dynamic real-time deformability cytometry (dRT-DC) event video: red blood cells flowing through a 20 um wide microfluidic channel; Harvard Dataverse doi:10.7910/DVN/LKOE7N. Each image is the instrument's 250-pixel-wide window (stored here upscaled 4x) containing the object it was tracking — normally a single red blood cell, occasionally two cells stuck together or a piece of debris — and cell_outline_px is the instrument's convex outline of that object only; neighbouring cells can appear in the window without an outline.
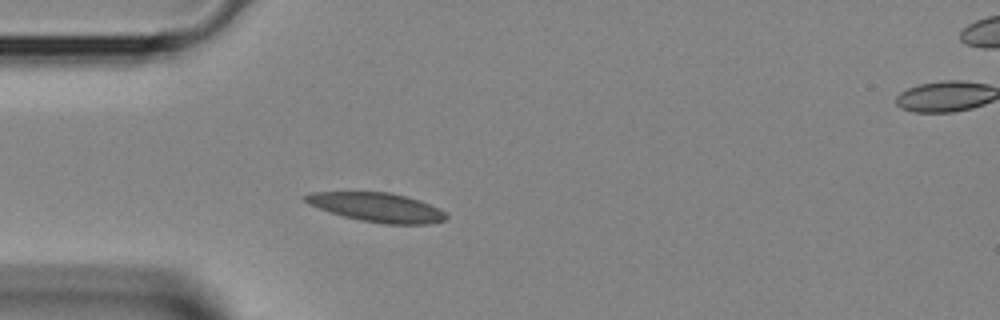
{"species": "Egyptian fruit bat (a non-hibernating species)", "species_latin": "Rousettus aegyptiacus", "temperature_condition": "room temperature", "stored_images_in_passage": 3, "segment_of_instrument_passage": [1, 2], "camera_frame_rate_fps": 3000, "um_per_image_px": 0.085, "animal": {"sex": "female"}, "frame": {"image": 1, "passage_image": 2, "time_ms": 0.333, "image_size_px": [1000, 320], "cell_outline_px": [[448, 216], [444, 220], [432, 224], [384, 224], [360, 220], [344, 216], [308, 204], [300, 196], [312, 192], [388, 192], [404, 196], [428, 204], [444, 212]], "centroid_in_image_um": [32.0, 17.62], "position_along_channel_um": 53.0, "area_um2": 23.52}}